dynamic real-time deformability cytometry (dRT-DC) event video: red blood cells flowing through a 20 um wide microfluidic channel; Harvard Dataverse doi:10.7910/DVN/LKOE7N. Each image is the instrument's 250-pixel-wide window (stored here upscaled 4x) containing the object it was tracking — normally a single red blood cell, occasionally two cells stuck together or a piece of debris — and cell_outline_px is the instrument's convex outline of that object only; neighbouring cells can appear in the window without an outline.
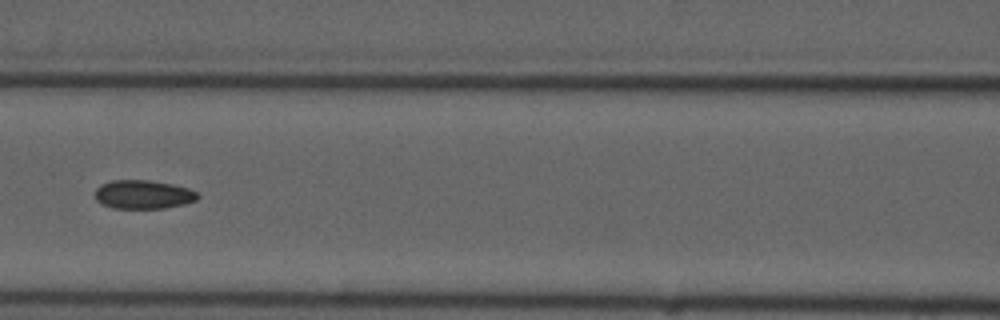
{"species": "common noctule bat (a hibernating species)", "species_latin": "Nyctalus noctula", "temperature_condition": "cold", "stored_images_in_passage": 6, "camera_frame_rate_fps": 3000, "um_per_image_px": 0.085, "animal": {"sex": "male", "forearm_length_mm": 52.5}, "frame": {"image": 1, "passage_image": 3, "time_ms": 2.333, "image_size_px": [1000, 320], "cell_outline_px": [[200, 196], [196, 200], [184, 204], [164, 208], [112, 208], [100, 204], [96, 200], [96, 188], [100, 184], [112, 180], [148, 180], [172, 184], [188, 188], [196, 192]], "centroid_in_image_um": [12.15, 16.53], "position_along_channel_um": 154.4, "area_um2": 17.22}}
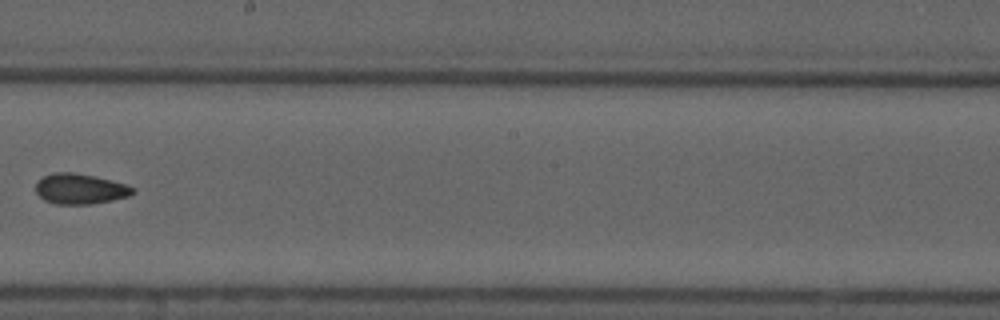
{"frame": {"image": 2, "passage_image": 5, "time_ms": 4.667, "image_size_px": [1000, 320], "cell_outline_px": [[136, 192], [128, 196], [112, 200], [92, 204], [56, 204], [44, 200], [36, 192], [36, 180], [52, 172], [72, 172], [92, 176], [124, 184], [136, 188]], "centroid_in_image_um": [6.78, 16.06], "position_along_channel_um": 241.4, "area_um2": 17.11}}
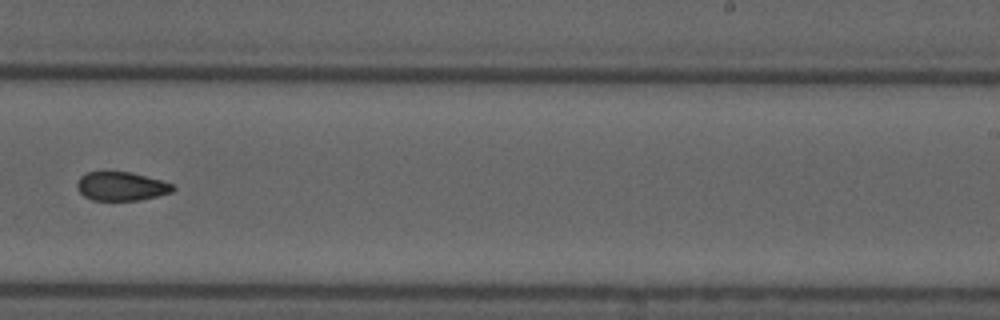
{"frame": {"image": 3, "passage_image": 6, "time_ms": 5.667, "image_size_px": [1000, 320], "cell_outline_px": [[176, 188], [172, 192], [140, 200], [92, 200], [84, 196], [76, 188], [76, 184], [80, 176], [88, 172], [132, 172], [160, 180], [172, 184]], "centroid_in_image_um": [10.29, 15.83], "position_along_channel_um": 278.7, "area_um2": 16.01}}